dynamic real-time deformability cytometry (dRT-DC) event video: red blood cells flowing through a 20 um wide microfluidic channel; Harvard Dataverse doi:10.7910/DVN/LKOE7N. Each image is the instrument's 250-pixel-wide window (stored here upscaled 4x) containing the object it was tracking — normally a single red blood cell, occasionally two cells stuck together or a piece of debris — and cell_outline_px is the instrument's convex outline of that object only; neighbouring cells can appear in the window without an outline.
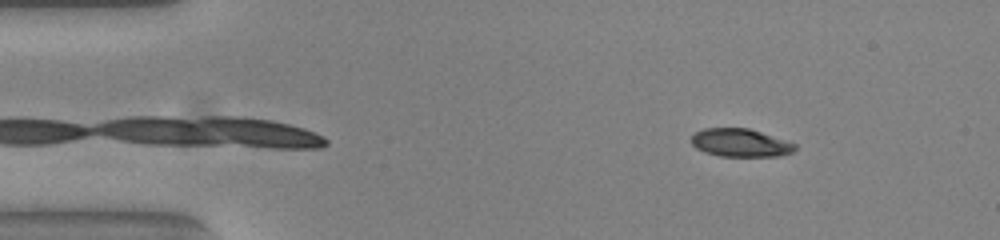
{"species": "common noctule bat (a hibernating species)", "species_latin": "Nyctalus noctula", "temperature_condition": "warm", "stored_images_in_passage": 10, "camera_frame_rate_fps": 3000, "um_per_image_px": 0.085, "animal": {"sex": "female", "body_mass_g": 23.0, "forearm_length_mm": 53.4}, "frame": {"image": 1, "passage_image": 2, "time_ms": 0.333, "image_size_px": [1000, 240], "cell_outline_px": [[796, 148], [792, 152], [780, 156], [720, 156], [704, 152], [696, 148], [692, 144], [692, 136], [696, 132], [704, 128], [748, 128], [796, 144]], "centroid_in_image_um": [62.91, 12.14], "position_along_channel_um": 22.1, "area_um2": 16.76}}